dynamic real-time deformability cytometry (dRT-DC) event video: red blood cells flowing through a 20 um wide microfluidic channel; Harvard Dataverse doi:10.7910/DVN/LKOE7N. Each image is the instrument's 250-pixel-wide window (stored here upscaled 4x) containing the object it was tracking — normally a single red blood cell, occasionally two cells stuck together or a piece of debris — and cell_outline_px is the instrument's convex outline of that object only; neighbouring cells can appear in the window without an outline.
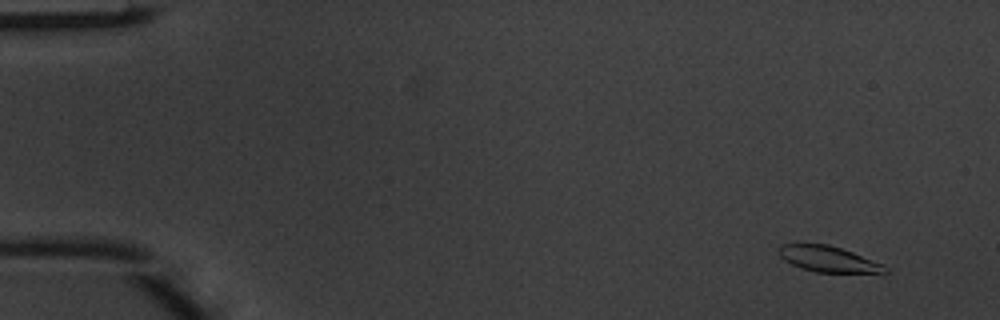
{"species": "common noctule bat (a hibernating species)", "species_latin": "Nyctalus noctula", "temperature_condition": "warm", "stored_images_in_passage": 5, "camera_frame_rate_fps": 3000, "um_per_image_px": 0.085, "animal": {"sex": "male", "body_mass_g": 20.1, "forearm_length_mm": 53.5}, "frame": {"image": 1, "passage_image": 1, "time_ms": 0.0, "image_size_px": [1000, 320], "cell_outline_px": [[888, 272], [816, 272], [792, 264], [784, 260], [780, 256], [776, 248], [780, 244], [828, 244], [852, 252], [884, 264], [888, 268]], "centroid_in_image_um": [70.37, 22.0], "position_along_channel_um": 14.6, "area_um2": 15.78}}